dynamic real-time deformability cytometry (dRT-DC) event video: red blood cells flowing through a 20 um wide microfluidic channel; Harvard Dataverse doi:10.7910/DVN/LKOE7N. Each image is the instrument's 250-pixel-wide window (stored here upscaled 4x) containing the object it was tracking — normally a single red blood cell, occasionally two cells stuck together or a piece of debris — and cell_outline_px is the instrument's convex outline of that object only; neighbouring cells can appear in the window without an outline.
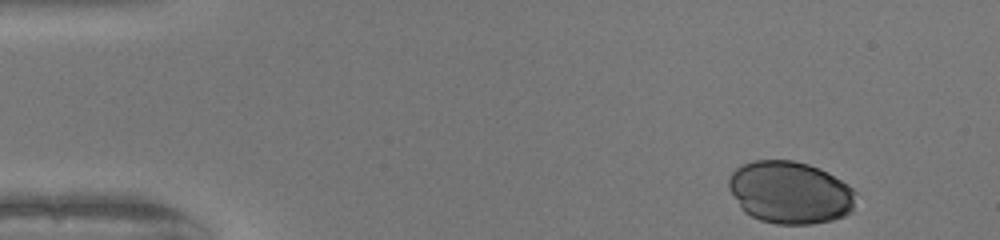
{"species": "human", "species_latin": "Homo sapiens", "temperature_condition": "warm", "stored_images_in_passage": 47, "camera_frame_rate_fps": 3000, "um_per_image_px": 0.085, "donor": {"sex": "female"}, "frame": {"image": 1, "passage_image": 1, "time_ms": 0.0, "image_size_px": [1000, 240], "cell_outline_px": [[856, 192], [852, 212], [844, 216], [832, 220], [812, 224], [776, 224], [760, 220], [744, 212], [740, 208], [728, 188], [728, 180], [732, 172], [736, 168], [744, 164], [756, 160], [792, 160], [808, 164], [820, 168], [828, 172], [848, 184]], "centroid_in_image_um": [67.15, 16.36], "position_along_channel_um": 17.8, "area_um2": 46.53}}
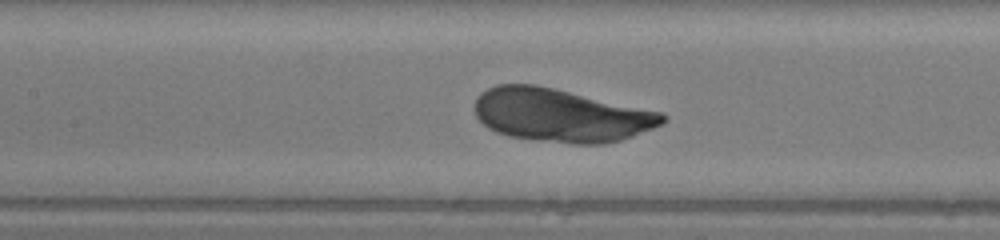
{"frame": {"image": 2, "passage_image": 20, "time_ms": 6.333, "image_size_px": [1000, 240], "cell_outline_px": [[668, 120], [652, 128], [632, 136], [620, 140], [604, 144], [572, 144], [536, 140], [508, 136], [496, 132], [488, 128], [476, 116], [472, 108], [480, 92], [496, 84], [532, 84], [552, 88], [664, 112], [668, 116]], "centroid_in_image_um": [47.65, 9.8], "position_along_channel_um": 159.7, "area_um2": 58.44}}
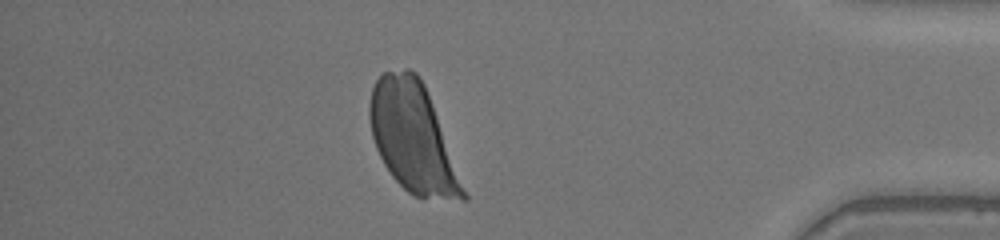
{"frame": {"image": 3, "passage_image": 41, "time_ms": 13.333, "image_size_px": [1000, 240], "cell_outline_px": [[468, 200], [464, 200], [416, 196], [408, 192], [392, 176], [384, 164], [376, 148], [372, 136], [368, 116], [368, 104], [372, 88], [376, 80], [384, 72], [404, 68], [408, 68], [416, 72], [424, 84], [432, 104], [468, 196]], "centroid_in_image_um": [35.05, 11.65], "position_along_channel_um": 400.1, "area_um2": 58.84}}